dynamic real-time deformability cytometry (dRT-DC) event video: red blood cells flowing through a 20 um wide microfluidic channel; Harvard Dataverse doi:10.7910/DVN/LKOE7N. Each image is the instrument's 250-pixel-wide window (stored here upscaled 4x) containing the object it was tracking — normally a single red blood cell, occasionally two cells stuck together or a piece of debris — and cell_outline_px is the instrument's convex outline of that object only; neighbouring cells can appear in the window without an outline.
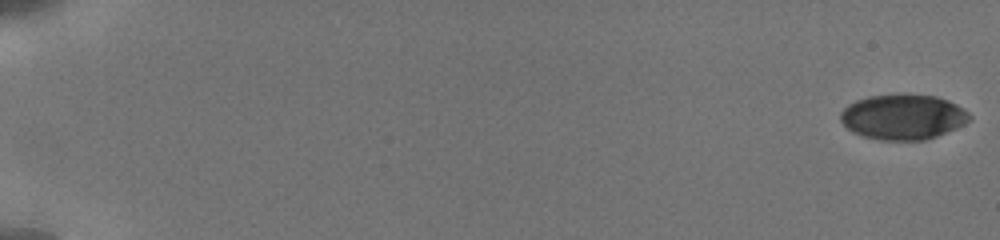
{"species": "human", "species_latin": "Homo sapiens", "temperature_condition": "cold", "stored_images_in_passage": 27, "camera_frame_rate_fps": 3000, "um_per_image_px": 0.085, "donor": {"sex": "male"}, "frame": {"image": 1, "passage_image": 1, "time_ms": 0.0, "image_size_px": [1000, 240], "cell_outline_px": [[972, 120], [956, 128], [936, 136], [924, 140], [880, 140], [864, 136], [852, 132], [840, 120], [840, 112], [848, 104], [856, 100], [868, 96], [904, 92], [936, 96], [948, 100], [964, 108], [972, 116]], "centroid_in_image_um": [76.77, 9.9], "position_along_channel_um": 8.2, "area_um2": 34.56}}
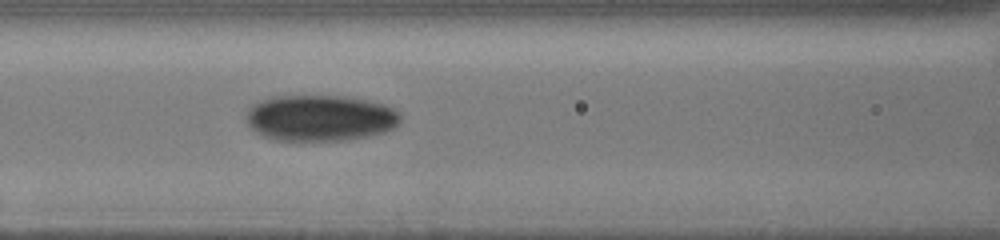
{"frame": {"image": 2, "passage_image": 23, "time_ms": 8.667, "image_size_px": [1000, 240], "cell_outline_px": [[400, 124], [384, 132], [368, 136], [344, 140], [276, 140], [260, 136], [248, 124], [244, 116], [248, 108], [252, 104], [260, 100], [272, 96], [344, 96], [368, 100], [384, 104], [400, 112]], "centroid_in_image_um": [27.18, 10.02], "position_along_channel_um": 139.4, "area_um2": 41.79}}
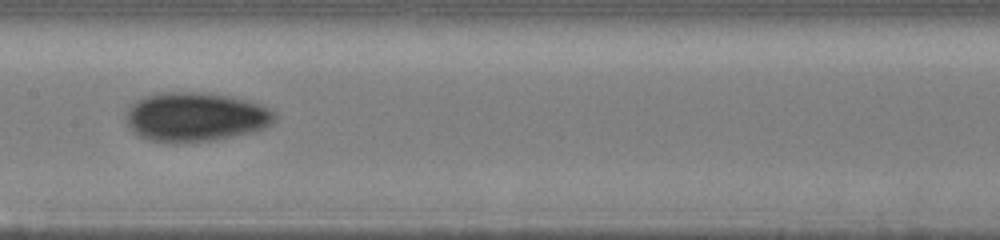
{"frame": {"image": 3, "passage_image": 26, "time_ms": 10.0, "image_size_px": [1000, 240], "cell_outline_px": [[276, 120], [272, 124], [264, 128], [252, 132], [216, 140], [172, 144], [148, 140], [132, 132], [128, 128], [124, 116], [128, 108], [136, 100], [144, 96], [156, 92], [208, 92], [232, 96], [248, 100], [260, 104], [276, 112]], "centroid_in_image_um": [16.59, 9.94], "position_along_channel_um": 190.8, "area_um2": 43.64}}